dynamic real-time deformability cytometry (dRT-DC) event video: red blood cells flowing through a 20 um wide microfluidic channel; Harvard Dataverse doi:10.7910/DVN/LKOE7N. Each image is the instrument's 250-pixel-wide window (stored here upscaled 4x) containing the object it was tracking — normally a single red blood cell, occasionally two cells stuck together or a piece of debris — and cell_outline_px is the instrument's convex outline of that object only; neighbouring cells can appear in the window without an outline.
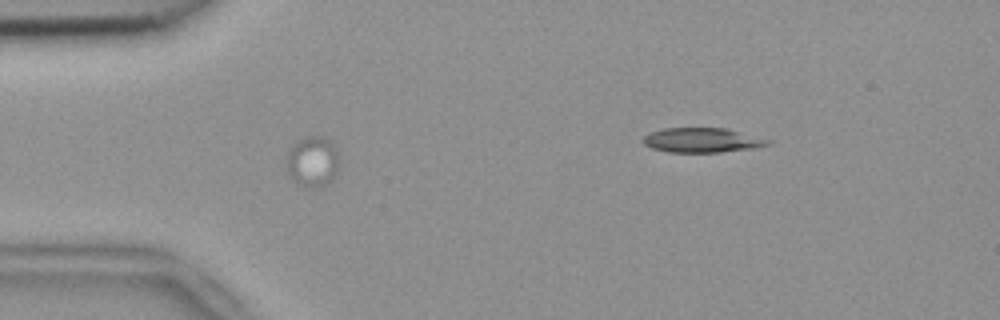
{"species": "common noctule bat (a hibernating species)", "species_latin": "Nyctalus noctula", "temperature_condition": "room temperature", "stored_images_in_passage": 23, "camera_frame_rate_fps": 3000, "um_per_image_px": 0.085, "animal": {"sex": "female", "body_mass_g": 18.4}, "frame": {"image": 1, "passage_image": 9, "time_ms": 2.667, "image_size_px": [1000, 320], "cell_outline_px": [[336, 176], [328, 184], [320, 188], [304, 188], [296, 184], [288, 176], [288, 152], [292, 144], [296, 140], [304, 136], [324, 136], [332, 140], [336, 148]], "centroid_in_image_um": [26.55, 13.75], "position_along_channel_um": 58.5, "area_um2": 15.9}}
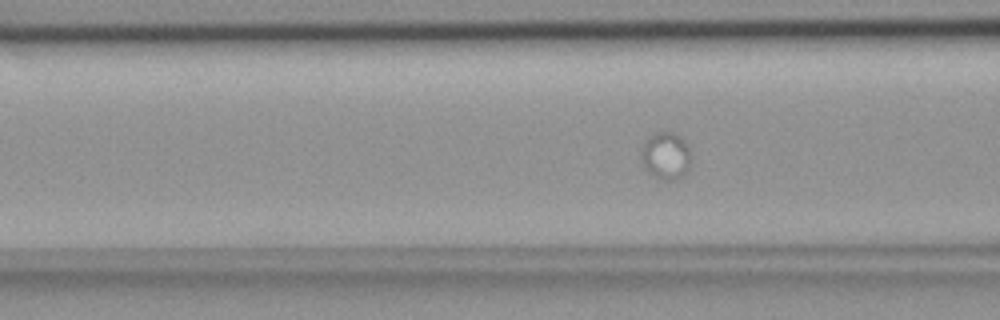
{"frame": {"image": 2, "passage_image": 15, "time_ms": 4.667, "image_size_px": [1000, 320], "cell_outline_px": [[692, 160], [684, 176], [676, 180], [664, 180], [656, 176], [644, 168], [640, 160], [640, 152], [644, 144], [656, 132], [672, 132], [680, 136], [688, 144], [692, 152]], "centroid_in_image_um": [56.64, 13.25], "position_along_channel_um": 110.0, "area_um2": 13.93}}
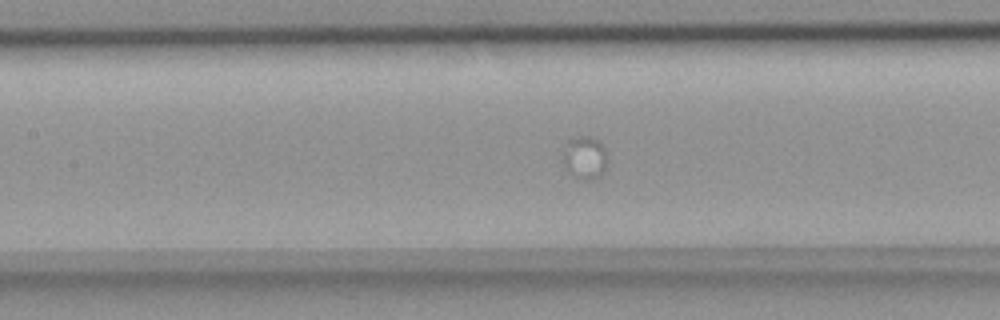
{"frame": {"image": 3, "passage_image": 20, "time_ms": 6.333, "image_size_px": [1000, 320], "cell_outline_px": [[608, 160], [604, 172], [600, 176], [588, 180], [580, 180], [568, 172], [564, 164], [564, 156], [568, 140], [572, 136], [588, 136], [596, 140], [604, 148]], "centroid_in_image_um": [49.73, 13.42], "position_along_channel_um": 157.7, "area_um2": 11.04}}